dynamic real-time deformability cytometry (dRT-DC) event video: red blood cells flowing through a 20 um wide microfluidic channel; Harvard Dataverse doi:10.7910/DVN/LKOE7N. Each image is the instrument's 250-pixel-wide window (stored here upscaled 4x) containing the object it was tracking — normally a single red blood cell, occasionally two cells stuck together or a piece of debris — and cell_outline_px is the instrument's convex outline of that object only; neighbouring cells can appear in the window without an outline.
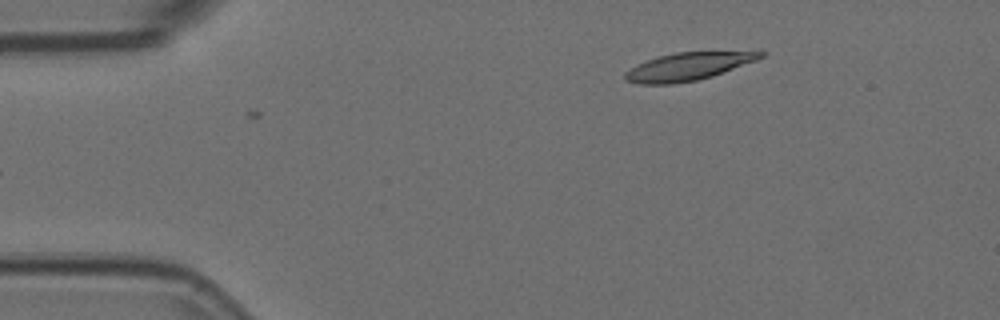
{"species": "Egyptian fruit bat (a non-hibernating species)", "species_latin": "Rousettus aegyptiacus", "temperature_condition": "room temperature", "stored_images_in_passage": 2, "camera_frame_rate_fps": 3000, "um_per_image_px": 0.085, "animal": {"sex": "female"}, "frame": {"image": 1, "passage_image": 2, "time_ms": 0.333, "image_size_px": [1000, 320], "cell_outline_px": [[768, 52], [764, 56], [756, 60], [712, 76], [696, 80], [672, 84], [640, 84], [624, 80], [624, 72], [636, 64], [660, 56], [676, 52]], "centroid_in_image_um": [58.42, 5.66], "position_along_channel_um": 26.6, "area_um2": 21.56}}